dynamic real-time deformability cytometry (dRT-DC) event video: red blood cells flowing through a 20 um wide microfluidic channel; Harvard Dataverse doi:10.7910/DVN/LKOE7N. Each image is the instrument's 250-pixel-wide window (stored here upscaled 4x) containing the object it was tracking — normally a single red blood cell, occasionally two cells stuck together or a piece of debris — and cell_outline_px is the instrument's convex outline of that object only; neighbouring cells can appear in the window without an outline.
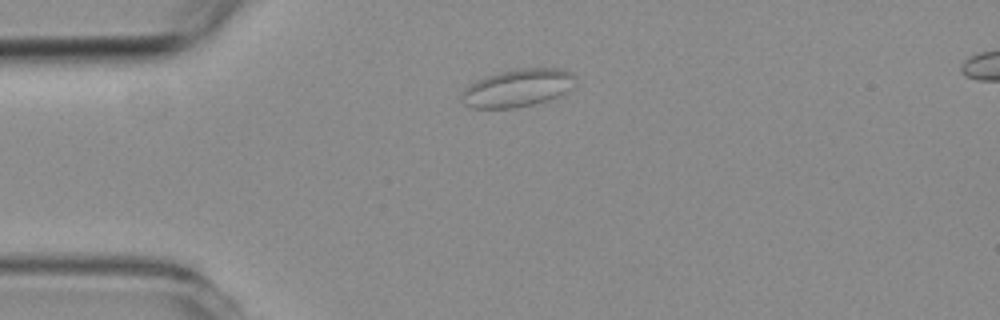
{"species": "common noctule bat (a hibernating species)", "species_latin": "Nyctalus noctula", "temperature_condition": "room temperature", "stored_images_in_passage": 3, "camera_frame_rate_fps": 3000, "um_per_image_px": 0.085, "animal": {"sex": "female", "body_mass_g": 19.3, "forearm_length_mm": 54.1}, "frame": {"image": 1, "passage_image": 1, "time_ms": 0.0, "image_size_px": [1000, 320], "cell_outline_px": [[576, 80], [572, 88], [564, 96], [532, 104], [512, 108], [472, 108], [464, 104], [460, 100], [460, 96], [464, 88], [468, 84], [484, 76], [516, 68], [560, 68], [572, 72], [576, 76]], "centroid_in_image_um": [44.02, 7.47], "position_along_channel_um": 41.0, "area_um2": 25.61}}